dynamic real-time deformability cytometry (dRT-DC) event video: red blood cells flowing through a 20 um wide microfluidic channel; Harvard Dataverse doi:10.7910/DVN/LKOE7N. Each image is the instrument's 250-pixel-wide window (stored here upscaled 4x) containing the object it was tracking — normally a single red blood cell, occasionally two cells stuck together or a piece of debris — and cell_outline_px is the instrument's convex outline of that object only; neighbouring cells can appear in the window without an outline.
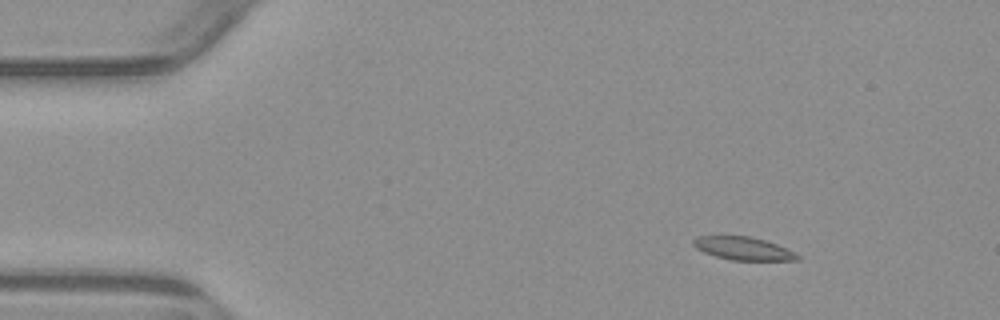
{"species": "common noctule bat (a hibernating species)", "species_latin": "Nyctalus noctula", "temperature_condition": "warm", "stored_images_in_passage": 3, "camera_frame_rate_fps": 3000, "um_per_image_px": 0.085, "animal": {"sex": "male", "body_mass_g": 23.1, "forearm_length_mm": 52.7}, "frame": {"image": 1, "passage_image": 1, "time_ms": 0.0, "image_size_px": [1000, 320], "cell_outline_px": [[800, 260], [732, 260], [716, 256], [704, 252], [696, 248], [692, 244], [692, 240], [696, 236], [748, 236], [764, 240], [776, 244], [800, 256]], "centroid_in_image_um": [63.12, 21.12], "position_along_channel_um": 21.9, "area_um2": 13.76}}